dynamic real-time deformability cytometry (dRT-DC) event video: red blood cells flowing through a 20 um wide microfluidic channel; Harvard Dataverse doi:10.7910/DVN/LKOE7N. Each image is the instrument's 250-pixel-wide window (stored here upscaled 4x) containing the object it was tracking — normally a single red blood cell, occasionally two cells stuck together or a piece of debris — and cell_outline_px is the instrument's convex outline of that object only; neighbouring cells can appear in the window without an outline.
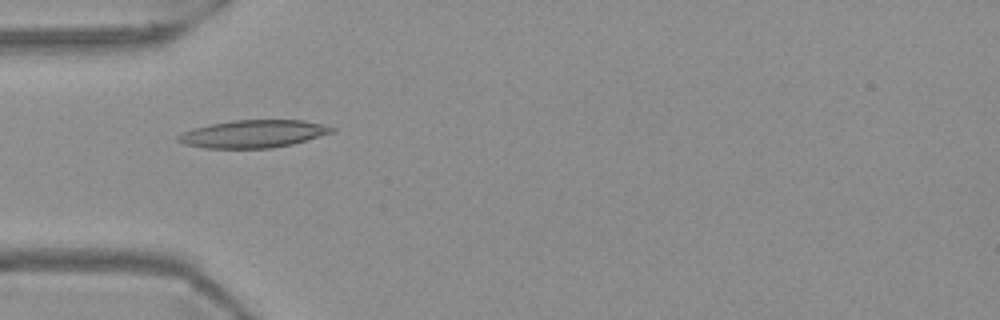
{"species": "Egyptian fruit bat (a non-hibernating species)", "species_latin": "Rousettus aegyptiacus", "temperature_condition": "warm", "stored_images_in_passage": 39, "camera_frame_rate_fps": 3000, "um_per_image_px": 0.085, "frame": {"image": 1, "passage_image": 1, "time_ms": 0.0, "image_size_px": [1000, 320], "cell_outline_px": [[336, 132], [292, 144], [272, 148], [204, 148], [184, 144], [176, 140], [176, 136], [180, 132], [192, 128], [208, 124], [232, 120], [304, 120], [336, 128]], "centroid_in_image_um": [21.49, 11.37], "position_along_channel_um": 63.5, "area_um2": 25.03}}
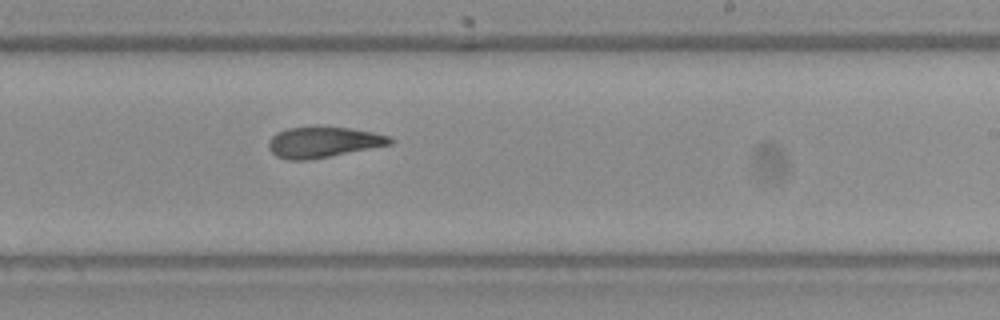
{"frame": {"image": 2, "passage_image": 17, "time_ms": 5.333, "image_size_px": [1000, 320], "cell_outline_px": [[392, 144], [308, 160], [288, 160], [276, 156], [268, 148], [268, 144], [272, 136], [276, 132], [288, 128], [316, 124], [320, 124], [348, 128], [372, 132], [388, 136], [392, 140]], "centroid_in_image_um": [27.41, 12.05], "position_along_channel_um": 261.6, "area_um2": 22.08}}
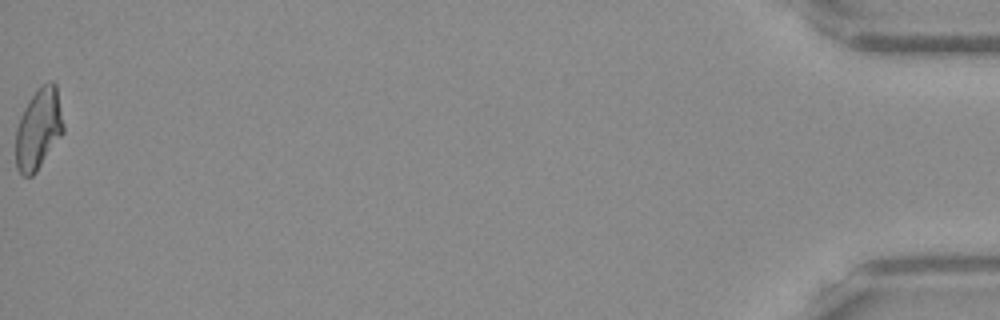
{"frame": {"image": 3, "passage_image": 39, "time_ms": 12.667, "image_size_px": [1000, 320], "cell_outline_px": [[64, 132], [36, 172], [32, 176], [24, 176], [16, 168], [16, 128], [20, 116], [28, 100], [44, 84], [52, 80], [56, 84], [64, 124]], "centroid_in_image_um": [3.28, 10.97], "position_along_channel_um": 431.9, "area_um2": 22.37}, "authors_computed_cell_mechanics": {"area_um2": 22.0796, "velocity_mm_per_s": 3.7218, "shape_relaxation_time_tau1_ms": null, "shape_relaxation_time_tau2_ms": 2.8053, "deformation_change_tau1": null, "deformation_change_tau2": 0.1193}}